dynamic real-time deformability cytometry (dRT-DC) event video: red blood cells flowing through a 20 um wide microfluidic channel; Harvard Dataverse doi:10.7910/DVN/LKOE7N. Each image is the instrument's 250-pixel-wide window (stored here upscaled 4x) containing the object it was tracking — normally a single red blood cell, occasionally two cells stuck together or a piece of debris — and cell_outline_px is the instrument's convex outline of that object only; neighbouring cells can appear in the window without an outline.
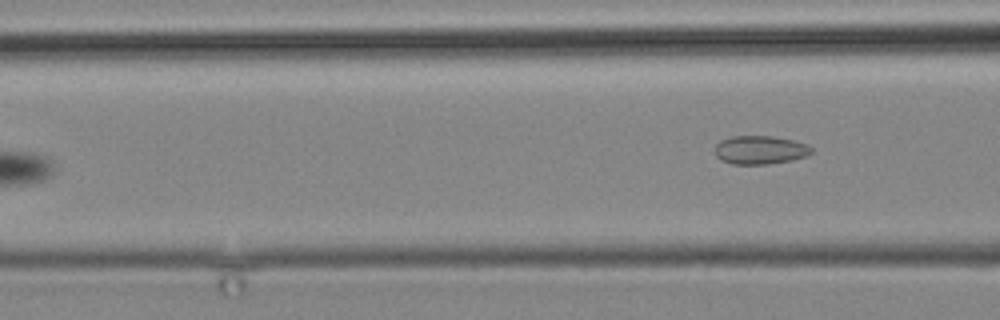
{"species": "common noctule bat (a hibernating species)", "species_latin": "Nyctalus noctula", "temperature_condition": "cold", "stored_images_in_passage": 14, "camera_frame_rate_fps": 3000, "um_per_image_px": 0.085, "animal": {"sex": "male", "body_mass_g": 19.2, "forearm_length_mm": 51.8}, "frame": {"image": 1, "passage_image": 14, "time_ms": 17.333, "image_size_px": [1000, 320], "cell_outline_px": [[812, 152], [804, 156], [792, 160], [768, 164], [732, 164], [720, 160], [716, 156], [716, 144], [720, 140], [732, 136], [772, 136], [792, 140], [808, 144], [812, 148]], "centroid_in_image_um": [64.59, 12.74], "position_along_channel_um": 102.0, "area_um2": 16.01}}